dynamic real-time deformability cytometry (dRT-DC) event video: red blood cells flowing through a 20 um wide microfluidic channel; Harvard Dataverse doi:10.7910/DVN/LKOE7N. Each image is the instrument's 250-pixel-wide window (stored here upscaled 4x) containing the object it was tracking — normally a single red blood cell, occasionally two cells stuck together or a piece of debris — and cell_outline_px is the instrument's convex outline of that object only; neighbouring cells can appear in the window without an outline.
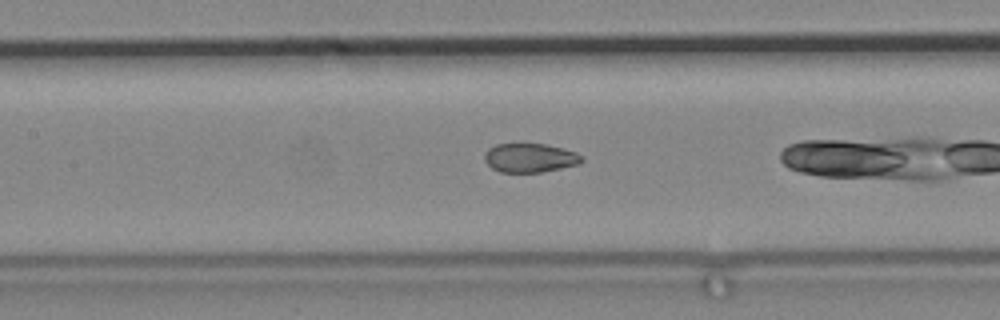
{"species": "common noctule bat (a hibernating species)", "species_latin": "Nyctalus noctula", "temperature_condition": "cold", "stored_images_in_passage": 17, "camera_frame_rate_fps": 3000, "um_per_image_px": 0.085, "animal": {"sex": "male", "body_mass_g": 19.2, "forearm_length_mm": 51.8}, "frame": {"image": 1, "passage_image": 12, "time_ms": 3.667, "image_size_px": [1000, 320], "cell_outline_px": [[584, 160], [580, 164], [540, 172], [500, 172], [492, 168], [484, 160], [484, 152], [488, 148], [496, 144], [516, 140], [520, 140], [548, 144], [564, 148], [576, 152], [584, 156]], "centroid_in_image_um": [45.03, 13.35], "position_along_channel_um": 162.4, "area_um2": 17.4}}